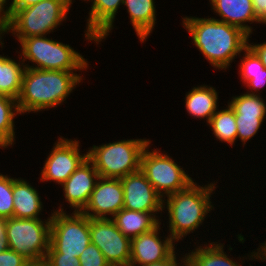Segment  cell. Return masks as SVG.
<instances>
[{
	"label": "cell",
	"mask_w": 266,
	"mask_h": 266,
	"mask_svg": "<svg viewBox=\"0 0 266 266\" xmlns=\"http://www.w3.org/2000/svg\"><path fill=\"white\" fill-rule=\"evenodd\" d=\"M129 13L130 23L140 40L144 43L156 24V5L154 0H123Z\"/></svg>",
	"instance_id": "obj_21"
},
{
	"label": "cell",
	"mask_w": 266,
	"mask_h": 266,
	"mask_svg": "<svg viewBox=\"0 0 266 266\" xmlns=\"http://www.w3.org/2000/svg\"><path fill=\"white\" fill-rule=\"evenodd\" d=\"M80 73L61 70H38L26 67L17 99L20 114L56 108L69 97L84 78Z\"/></svg>",
	"instance_id": "obj_2"
},
{
	"label": "cell",
	"mask_w": 266,
	"mask_h": 266,
	"mask_svg": "<svg viewBox=\"0 0 266 266\" xmlns=\"http://www.w3.org/2000/svg\"><path fill=\"white\" fill-rule=\"evenodd\" d=\"M77 139H68L60 136L54 143L52 151L45 160L41 170L40 182H56L62 185L69 176L87 158V152L80 153Z\"/></svg>",
	"instance_id": "obj_11"
},
{
	"label": "cell",
	"mask_w": 266,
	"mask_h": 266,
	"mask_svg": "<svg viewBox=\"0 0 266 266\" xmlns=\"http://www.w3.org/2000/svg\"><path fill=\"white\" fill-rule=\"evenodd\" d=\"M88 1L92 4L84 36L87 41L101 44L100 42L112 32L115 17L123 0H86V3Z\"/></svg>",
	"instance_id": "obj_17"
},
{
	"label": "cell",
	"mask_w": 266,
	"mask_h": 266,
	"mask_svg": "<svg viewBox=\"0 0 266 266\" xmlns=\"http://www.w3.org/2000/svg\"><path fill=\"white\" fill-rule=\"evenodd\" d=\"M195 247L191 252L186 253V264L188 266H241L232 257L224 252V245L221 242H209L204 246ZM234 260V261H233Z\"/></svg>",
	"instance_id": "obj_23"
},
{
	"label": "cell",
	"mask_w": 266,
	"mask_h": 266,
	"mask_svg": "<svg viewBox=\"0 0 266 266\" xmlns=\"http://www.w3.org/2000/svg\"><path fill=\"white\" fill-rule=\"evenodd\" d=\"M216 188L214 182L204 186L193 182L187 189L163 199V210H168V234L177 243L191 232H195L203 224L208 213L214 210L210 197Z\"/></svg>",
	"instance_id": "obj_3"
},
{
	"label": "cell",
	"mask_w": 266,
	"mask_h": 266,
	"mask_svg": "<svg viewBox=\"0 0 266 266\" xmlns=\"http://www.w3.org/2000/svg\"><path fill=\"white\" fill-rule=\"evenodd\" d=\"M149 139H123L88 148L87 158L102 178L121 179L140 170L141 155Z\"/></svg>",
	"instance_id": "obj_6"
},
{
	"label": "cell",
	"mask_w": 266,
	"mask_h": 266,
	"mask_svg": "<svg viewBox=\"0 0 266 266\" xmlns=\"http://www.w3.org/2000/svg\"><path fill=\"white\" fill-rule=\"evenodd\" d=\"M4 24H5L4 15L3 12L0 10V34L4 29Z\"/></svg>",
	"instance_id": "obj_40"
},
{
	"label": "cell",
	"mask_w": 266,
	"mask_h": 266,
	"mask_svg": "<svg viewBox=\"0 0 266 266\" xmlns=\"http://www.w3.org/2000/svg\"><path fill=\"white\" fill-rule=\"evenodd\" d=\"M218 92L208 85L196 86L188 91L185 96V107L187 113L195 119H206L208 124L218 109Z\"/></svg>",
	"instance_id": "obj_20"
},
{
	"label": "cell",
	"mask_w": 266,
	"mask_h": 266,
	"mask_svg": "<svg viewBox=\"0 0 266 266\" xmlns=\"http://www.w3.org/2000/svg\"><path fill=\"white\" fill-rule=\"evenodd\" d=\"M18 58L19 61L8 57V55H0V94L16 100L21 92L23 73L26 68L20 55Z\"/></svg>",
	"instance_id": "obj_24"
},
{
	"label": "cell",
	"mask_w": 266,
	"mask_h": 266,
	"mask_svg": "<svg viewBox=\"0 0 266 266\" xmlns=\"http://www.w3.org/2000/svg\"><path fill=\"white\" fill-rule=\"evenodd\" d=\"M41 1L43 0H11L9 6L3 11L4 19L6 20L18 8H25Z\"/></svg>",
	"instance_id": "obj_33"
},
{
	"label": "cell",
	"mask_w": 266,
	"mask_h": 266,
	"mask_svg": "<svg viewBox=\"0 0 266 266\" xmlns=\"http://www.w3.org/2000/svg\"><path fill=\"white\" fill-rule=\"evenodd\" d=\"M248 94L261 95L260 91L266 86V74L251 75V79L245 84Z\"/></svg>",
	"instance_id": "obj_32"
},
{
	"label": "cell",
	"mask_w": 266,
	"mask_h": 266,
	"mask_svg": "<svg viewBox=\"0 0 266 266\" xmlns=\"http://www.w3.org/2000/svg\"><path fill=\"white\" fill-rule=\"evenodd\" d=\"M12 177L0 173V217H13Z\"/></svg>",
	"instance_id": "obj_28"
},
{
	"label": "cell",
	"mask_w": 266,
	"mask_h": 266,
	"mask_svg": "<svg viewBox=\"0 0 266 266\" xmlns=\"http://www.w3.org/2000/svg\"><path fill=\"white\" fill-rule=\"evenodd\" d=\"M250 39L248 38V46L257 54V56L260 58L262 64L266 68V42L263 43H250Z\"/></svg>",
	"instance_id": "obj_36"
},
{
	"label": "cell",
	"mask_w": 266,
	"mask_h": 266,
	"mask_svg": "<svg viewBox=\"0 0 266 266\" xmlns=\"http://www.w3.org/2000/svg\"><path fill=\"white\" fill-rule=\"evenodd\" d=\"M13 217L39 219L43 209L41 196L25 179L12 178Z\"/></svg>",
	"instance_id": "obj_19"
},
{
	"label": "cell",
	"mask_w": 266,
	"mask_h": 266,
	"mask_svg": "<svg viewBox=\"0 0 266 266\" xmlns=\"http://www.w3.org/2000/svg\"><path fill=\"white\" fill-rule=\"evenodd\" d=\"M244 55L240 59L239 76L241 77L242 83L245 85L250 79L251 75L266 74V68L262 64L257 54L247 46L243 50Z\"/></svg>",
	"instance_id": "obj_27"
},
{
	"label": "cell",
	"mask_w": 266,
	"mask_h": 266,
	"mask_svg": "<svg viewBox=\"0 0 266 266\" xmlns=\"http://www.w3.org/2000/svg\"><path fill=\"white\" fill-rule=\"evenodd\" d=\"M68 0H43L25 8L16 9L6 20L0 34V47H4L3 36L12 33L18 42L32 36L48 35L67 19L71 8ZM2 40V41H1Z\"/></svg>",
	"instance_id": "obj_4"
},
{
	"label": "cell",
	"mask_w": 266,
	"mask_h": 266,
	"mask_svg": "<svg viewBox=\"0 0 266 266\" xmlns=\"http://www.w3.org/2000/svg\"><path fill=\"white\" fill-rule=\"evenodd\" d=\"M121 183L124 190V209L160 212L162 215L163 198L141 170L121 178Z\"/></svg>",
	"instance_id": "obj_14"
},
{
	"label": "cell",
	"mask_w": 266,
	"mask_h": 266,
	"mask_svg": "<svg viewBox=\"0 0 266 266\" xmlns=\"http://www.w3.org/2000/svg\"><path fill=\"white\" fill-rule=\"evenodd\" d=\"M162 223L151 231L131 239V259L129 266H146L167 259L175 251L176 241L168 234L160 236Z\"/></svg>",
	"instance_id": "obj_13"
},
{
	"label": "cell",
	"mask_w": 266,
	"mask_h": 266,
	"mask_svg": "<svg viewBox=\"0 0 266 266\" xmlns=\"http://www.w3.org/2000/svg\"><path fill=\"white\" fill-rule=\"evenodd\" d=\"M211 10L220 16L219 21L226 22L238 27L251 38L253 23L260 24L259 17L256 15L252 0H209ZM250 25H248V23Z\"/></svg>",
	"instance_id": "obj_18"
},
{
	"label": "cell",
	"mask_w": 266,
	"mask_h": 266,
	"mask_svg": "<svg viewBox=\"0 0 266 266\" xmlns=\"http://www.w3.org/2000/svg\"><path fill=\"white\" fill-rule=\"evenodd\" d=\"M262 95L242 93L232 96L228 104L233 109L237 125V139L246 142L256 135L266 118V103Z\"/></svg>",
	"instance_id": "obj_12"
},
{
	"label": "cell",
	"mask_w": 266,
	"mask_h": 266,
	"mask_svg": "<svg viewBox=\"0 0 266 266\" xmlns=\"http://www.w3.org/2000/svg\"><path fill=\"white\" fill-rule=\"evenodd\" d=\"M52 211L47 253H62L78 258L91 242L89 217L82 212L68 214L60 206Z\"/></svg>",
	"instance_id": "obj_7"
},
{
	"label": "cell",
	"mask_w": 266,
	"mask_h": 266,
	"mask_svg": "<svg viewBox=\"0 0 266 266\" xmlns=\"http://www.w3.org/2000/svg\"><path fill=\"white\" fill-rule=\"evenodd\" d=\"M78 259L81 266H111L101 250L92 242L84 249Z\"/></svg>",
	"instance_id": "obj_29"
},
{
	"label": "cell",
	"mask_w": 266,
	"mask_h": 266,
	"mask_svg": "<svg viewBox=\"0 0 266 266\" xmlns=\"http://www.w3.org/2000/svg\"><path fill=\"white\" fill-rule=\"evenodd\" d=\"M150 144L142 152L140 170L156 192L165 199L187 189L195 180L169 154H163L159 148L150 151Z\"/></svg>",
	"instance_id": "obj_8"
},
{
	"label": "cell",
	"mask_w": 266,
	"mask_h": 266,
	"mask_svg": "<svg viewBox=\"0 0 266 266\" xmlns=\"http://www.w3.org/2000/svg\"><path fill=\"white\" fill-rule=\"evenodd\" d=\"M91 242L111 266H129L131 239L125 236L112 218H89Z\"/></svg>",
	"instance_id": "obj_10"
},
{
	"label": "cell",
	"mask_w": 266,
	"mask_h": 266,
	"mask_svg": "<svg viewBox=\"0 0 266 266\" xmlns=\"http://www.w3.org/2000/svg\"><path fill=\"white\" fill-rule=\"evenodd\" d=\"M174 251L167 259L152 263L146 266H185L186 265V255L180 256V262L177 260V252Z\"/></svg>",
	"instance_id": "obj_34"
},
{
	"label": "cell",
	"mask_w": 266,
	"mask_h": 266,
	"mask_svg": "<svg viewBox=\"0 0 266 266\" xmlns=\"http://www.w3.org/2000/svg\"><path fill=\"white\" fill-rule=\"evenodd\" d=\"M159 212H141L122 208L112 219L117 228L130 239L151 231L161 221Z\"/></svg>",
	"instance_id": "obj_22"
},
{
	"label": "cell",
	"mask_w": 266,
	"mask_h": 266,
	"mask_svg": "<svg viewBox=\"0 0 266 266\" xmlns=\"http://www.w3.org/2000/svg\"><path fill=\"white\" fill-rule=\"evenodd\" d=\"M68 1H69L71 4H73V1H74V0H68ZM85 1H86V0H84V2H85Z\"/></svg>",
	"instance_id": "obj_42"
},
{
	"label": "cell",
	"mask_w": 266,
	"mask_h": 266,
	"mask_svg": "<svg viewBox=\"0 0 266 266\" xmlns=\"http://www.w3.org/2000/svg\"><path fill=\"white\" fill-rule=\"evenodd\" d=\"M182 25L190 34L191 42L216 70L228 69L248 46L246 33L213 17L185 16Z\"/></svg>",
	"instance_id": "obj_1"
},
{
	"label": "cell",
	"mask_w": 266,
	"mask_h": 266,
	"mask_svg": "<svg viewBox=\"0 0 266 266\" xmlns=\"http://www.w3.org/2000/svg\"><path fill=\"white\" fill-rule=\"evenodd\" d=\"M123 207L124 190L121 179L100 177L82 213L89 218H112Z\"/></svg>",
	"instance_id": "obj_15"
},
{
	"label": "cell",
	"mask_w": 266,
	"mask_h": 266,
	"mask_svg": "<svg viewBox=\"0 0 266 266\" xmlns=\"http://www.w3.org/2000/svg\"><path fill=\"white\" fill-rule=\"evenodd\" d=\"M27 261L24 256L9 248L0 252V266H24Z\"/></svg>",
	"instance_id": "obj_31"
},
{
	"label": "cell",
	"mask_w": 266,
	"mask_h": 266,
	"mask_svg": "<svg viewBox=\"0 0 266 266\" xmlns=\"http://www.w3.org/2000/svg\"><path fill=\"white\" fill-rule=\"evenodd\" d=\"M7 2H9V0H0V10L2 12L8 7L9 3Z\"/></svg>",
	"instance_id": "obj_41"
},
{
	"label": "cell",
	"mask_w": 266,
	"mask_h": 266,
	"mask_svg": "<svg viewBox=\"0 0 266 266\" xmlns=\"http://www.w3.org/2000/svg\"><path fill=\"white\" fill-rule=\"evenodd\" d=\"M261 244L262 245H259V247L256 249L257 252L254 250L250 254L247 255L249 260L259 259V261L261 260V262L262 260L263 262L266 261V241H264V243H261Z\"/></svg>",
	"instance_id": "obj_38"
},
{
	"label": "cell",
	"mask_w": 266,
	"mask_h": 266,
	"mask_svg": "<svg viewBox=\"0 0 266 266\" xmlns=\"http://www.w3.org/2000/svg\"><path fill=\"white\" fill-rule=\"evenodd\" d=\"M8 248L9 246L6 234V218L0 217V252Z\"/></svg>",
	"instance_id": "obj_37"
},
{
	"label": "cell",
	"mask_w": 266,
	"mask_h": 266,
	"mask_svg": "<svg viewBox=\"0 0 266 266\" xmlns=\"http://www.w3.org/2000/svg\"><path fill=\"white\" fill-rule=\"evenodd\" d=\"M45 220V221H44ZM51 215L46 219H6L9 249L27 260L45 258L50 246Z\"/></svg>",
	"instance_id": "obj_9"
},
{
	"label": "cell",
	"mask_w": 266,
	"mask_h": 266,
	"mask_svg": "<svg viewBox=\"0 0 266 266\" xmlns=\"http://www.w3.org/2000/svg\"><path fill=\"white\" fill-rule=\"evenodd\" d=\"M253 8L259 17L260 24L266 25V0H252Z\"/></svg>",
	"instance_id": "obj_35"
},
{
	"label": "cell",
	"mask_w": 266,
	"mask_h": 266,
	"mask_svg": "<svg viewBox=\"0 0 266 266\" xmlns=\"http://www.w3.org/2000/svg\"><path fill=\"white\" fill-rule=\"evenodd\" d=\"M213 131L217 141L225 142L230 147L233 146L237 139V125L233 109L228 104L225 109H217L207 124Z\"/></svg>",
	"instance_id": "obj_26"
},
{
	"label": "cell",
	"mask_w": 266,
	"mask_h": 266,
	"mask_svg": "<svg viewBox=\"0 0 266 266\" xmlns=\"http://www.w3.org/2000/svg\"><path fill=\"white\" fill-rule=\"evenodd\" d=\"M99 178L93 163L86 158L61 185L65 201L71 210L82 212L85 209Z\"/></svg>",
	"instance_id": "obj_16"
},
{
	"label": "cell",
	"mask_w": 266,
	"mask_h": 266,
	"mask_svg": "<svg viewBox=\"0 0 266 266\" xmlns=\"http://www.w3.org/2000/svg\"><path fill=\"white\" fill-rule=\"evenodd\" d=\"M45 258L50 266H81L77 257L62 253H47Z\"/></svg>",
	"instance_id": "obj_30"
},
{
	"label": "cell",
	"mask_w": 266,
	"mask_h": 266,
	"mask_svg": "<svg viewBox=\"0 0 266 266\" xmlns=\"http://www.w3.org/2000/svg\"><path fill=\"white\" fill-rule=\"evenodd\" d=\"M24 266H50L49 262L46 258L36 259V260H28Z\"/></svg>",
	"instance_id": "obj_39"
},
{
	"label": "cell",
	"mask_w": 266,
	"mask_h": 266,
	"mask_svg": "<svg viewBox=\"0 0 266 266\" xmlns=\"http://www.w3.org/2000/svg\"><path fill=\"white\" fill-rule=\"evenodd\" d=\"M17 115H21L17 100L0 94V149H5L15 144L14 118Z\"/></svg>",
	"instance_id": "obj_25"
},
{
	"label": "cell",
	"mask_w": 266,
	"mask_h": 266,
	"mask_svg": "<svg viewBox=\"0 0 266 266\" xmlns=\"http://www.w3.org/2000/svg\"><path fill=\"white\" fill-rule=\"evenodd\" d=\"M20 57L25 64L26 60L33 65L25 67L38 70H61L83 72L89 67L87 59L69 44L43 36H32L20 41ZM35 64V65H34Z\"/></svg>",
	"instance_id": "obj_5"
}]
</instances>
